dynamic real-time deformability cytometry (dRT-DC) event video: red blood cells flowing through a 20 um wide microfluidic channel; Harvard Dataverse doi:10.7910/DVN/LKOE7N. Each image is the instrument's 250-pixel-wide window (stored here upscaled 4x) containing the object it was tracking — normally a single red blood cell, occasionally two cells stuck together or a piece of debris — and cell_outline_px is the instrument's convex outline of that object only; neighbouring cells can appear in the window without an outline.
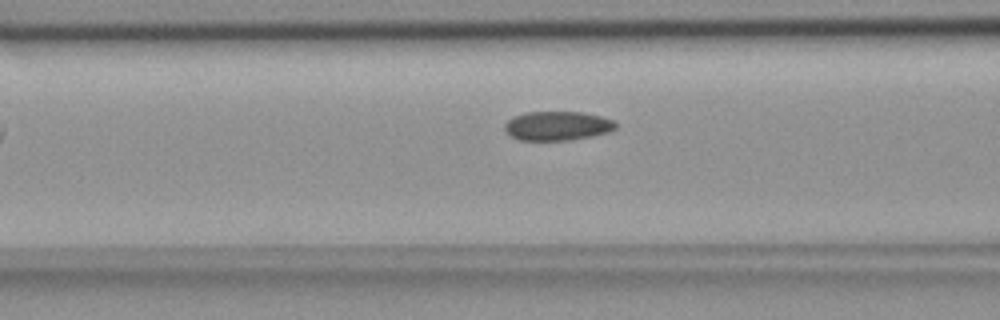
{"species": "common noctule bat (a hibernating species)", "species_latin": "Nyctalus noctula", "temperature_condition": "room temperature", "stored_images_in_passage": 10, "camera_frame_rate_fps": 3000, "um_per_image_px": 0.085, "animal": {"sex": "female", "body_mass_g": 18.4}, "frame": {"image": 1, "passage_image": 5, "time_ms": 1.333, "image_size_px": [1000, 320], "cell_outline_px": [[616, 128], [608, 132], [592, 136], [572, 140], [520, 140], [512, 136], [504, 128], [504, 124], [512, 116], [524, 112], [584, 112], [616, 120]], "centroid_in_image_um": [47.39, 10.69], "position_along_channel_um": 119.2, "area_um2": 18.96}}